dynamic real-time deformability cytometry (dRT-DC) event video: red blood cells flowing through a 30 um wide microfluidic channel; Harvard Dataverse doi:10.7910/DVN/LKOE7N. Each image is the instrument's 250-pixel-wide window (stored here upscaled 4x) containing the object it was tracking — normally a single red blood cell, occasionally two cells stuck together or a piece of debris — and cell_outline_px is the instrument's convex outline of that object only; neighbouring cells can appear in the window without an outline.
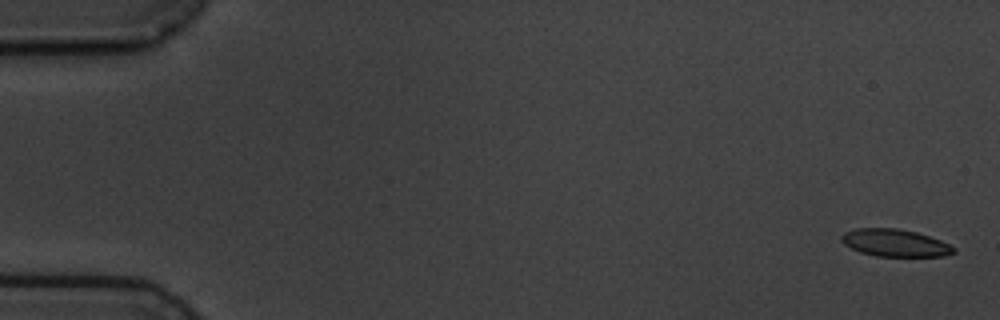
{"species": "common noctule bat (a hibernating species)", "species_latin": "Nyctalus noctula", "temperature_condition": "cold", "stored_images_in_passage": 5, "camera_frame_rate_fps": 3000, "um_per_image_px": 0.085, "animal": {"sex": "male", "body_mass_g": 19.5, "forearm_length_mm": 54.6}, "frame": {"image": 1, "passage_image": 1, "time_ms": 0.0, "image_size_px": [1000, 320], "cell_outline_px": [[956, 252], [944, 256], [876, 256], [860, 252], [844, 244], [840, 240], [840, 236], [844, 232], [852, 228], [896, 228], [916, 232], [940, 240], [956, 248]], "centroid_in_image_um": [76.04, 20.64], "position_along_channel_um": 9.0, "area_um2": 17.92}}
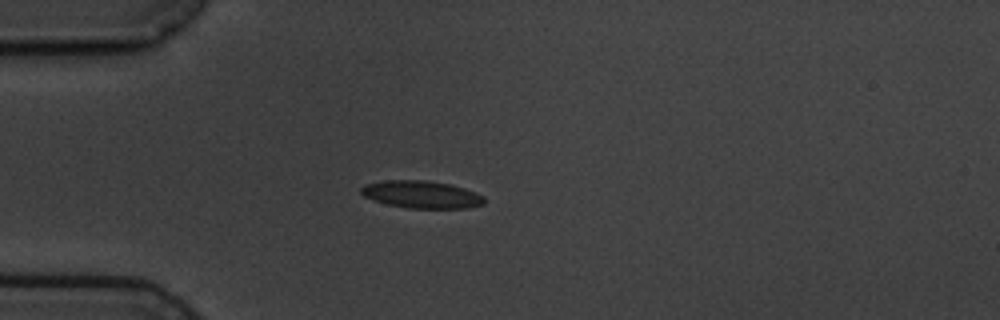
{"frame": {"image": 2, "passage_image": 5, "time_ms": 4.667, "image_size_px": [1000, 320], "cell_outline_px": [[484, 204], [468, 208], [408, 208], [388, 204], [364, 196], [360, 192], [360, 188], [364, 184], [384, 180], [428, 180], [452, 184], [476, 192], [484, 196]], "centroid_in_image_um": [35.85, 16.52], "position_along_channel_um": 49.2, "area_um2": 19.77}}